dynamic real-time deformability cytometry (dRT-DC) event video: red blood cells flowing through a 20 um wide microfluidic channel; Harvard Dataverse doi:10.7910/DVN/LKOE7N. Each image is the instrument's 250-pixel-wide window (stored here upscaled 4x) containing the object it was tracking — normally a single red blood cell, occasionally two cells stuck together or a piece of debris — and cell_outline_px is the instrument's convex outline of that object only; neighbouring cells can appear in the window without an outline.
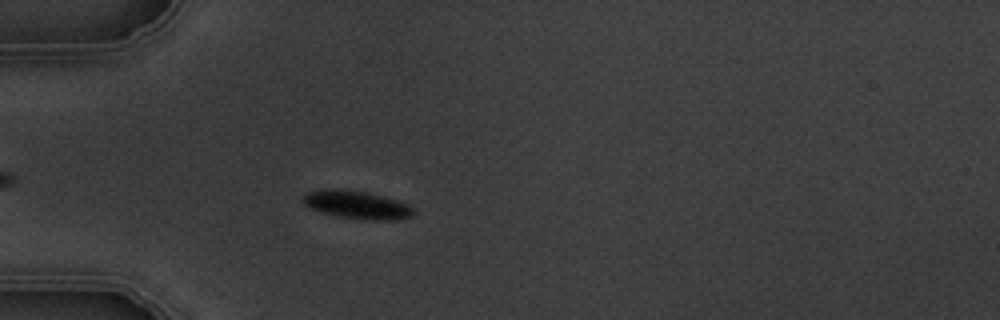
{"species": "common noctule bat (a hibernating species)", "species_latin": "Nyctalus noctula", "temperature_condition": "warm", "stored_images_in_passage": 5, "camera_frame_rate_fps": 3000, "um_per_image_px": 0.085, "animal": {"sex": "male", "body_mass_g": 19.5, "forearm_length_mm": 54.6}, "frame": {"image": 1, "passage_image": 5, "time_ms": 5.333, "image_size_px": [1000, 320], "cell_outline_px": [[416, 212], [412, 216], [388, 220], [364, 220], [340, 216], [324, 212], [312, 208], [304, 204], [300, 200], [304, 192], [364, 192], [396, 200], [408, 204]], "centroid_in_image_um": [30.4, 17.46], "position_along_channel_um": 54.6, "area_um2": 16.88}}